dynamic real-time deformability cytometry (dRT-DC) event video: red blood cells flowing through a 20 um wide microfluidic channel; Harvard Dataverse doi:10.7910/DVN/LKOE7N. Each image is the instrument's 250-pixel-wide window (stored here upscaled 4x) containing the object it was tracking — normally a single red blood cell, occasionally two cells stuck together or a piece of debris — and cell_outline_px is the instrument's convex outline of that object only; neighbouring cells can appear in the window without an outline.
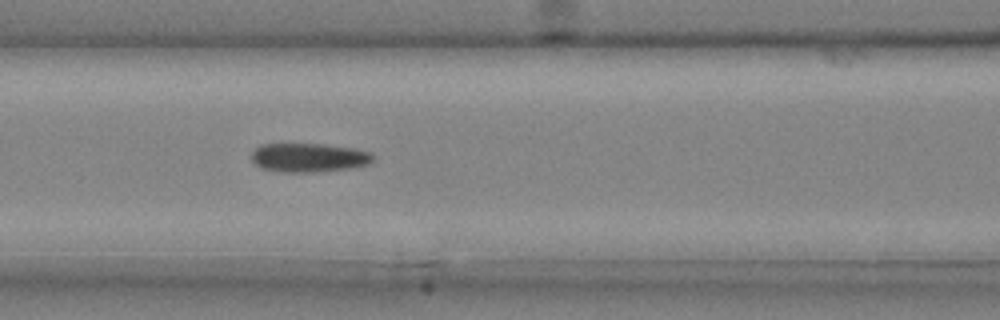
{"species": "common noctule bat (a hibernating species)", "species_latin": "Nyctalus noctula", "temperature_condition": "cold", "stored_images_in_passage": 32, "camera_frame_rate_fps": 3000, "um_per_image_px": 0.085, "animal": {"sex": "male", "body_mass_g": 20.4}, "frame": {"image": 1, "passage_image": 9, "time_ms": 2.667, "image_size_px": [1000, 320], "cell_outline_px": [[372, 160], [368, 164], [352, 168], [312, 172], [280, 172], [260, 168], [252, 160], [252, 152], [260, 144], [324, 144], [352, 148], [372, 152]], "centroid_in_image_um": [26.23, 13.4], "position_along_channel_um": 140.4, "area_um2": 20.46}}
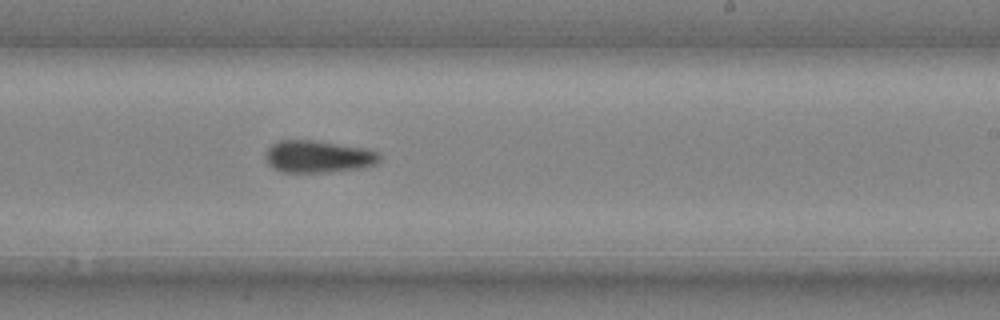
{"frame": {"image": 2, "passage_image": 17, "time_ms": 5.333, "image_size_px": [1000, 320], "cell_outline_px": [[380, 160], [376, 164], [356, 168], [324, 172], [284, 172], [272, 168], [268, 164], [264, 156], [268, 148], [276, 140], [316, 140], [368, 148], [376, 152], [380, 156]], "centroid_in_image_um": [27.0, 13.29], "position_along_channel_um": 262.0, "area_um2": 21.44}}
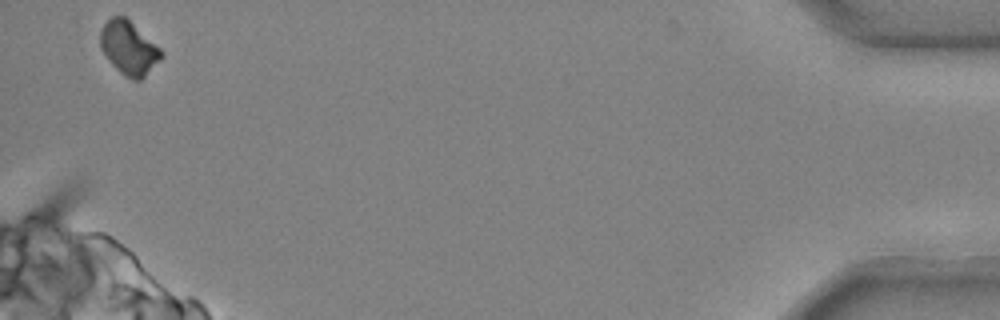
{"frame": {"image": 3, "passage_image": 32, "time_ms": 10.333, "image_size_px": [1000, 320], "cell_outline_px": [[164, 56], [140, 80], [132, 80], [124, 76], [112, 64], [100, 48], [100, 32], [104, 24], [112, 16], [124, 16], [160, 48], [164, 52]], "centroid_in_image_um": [10.95, 4.09], "position_along_channel_um": 424.3, "area_um2": 18.73}}